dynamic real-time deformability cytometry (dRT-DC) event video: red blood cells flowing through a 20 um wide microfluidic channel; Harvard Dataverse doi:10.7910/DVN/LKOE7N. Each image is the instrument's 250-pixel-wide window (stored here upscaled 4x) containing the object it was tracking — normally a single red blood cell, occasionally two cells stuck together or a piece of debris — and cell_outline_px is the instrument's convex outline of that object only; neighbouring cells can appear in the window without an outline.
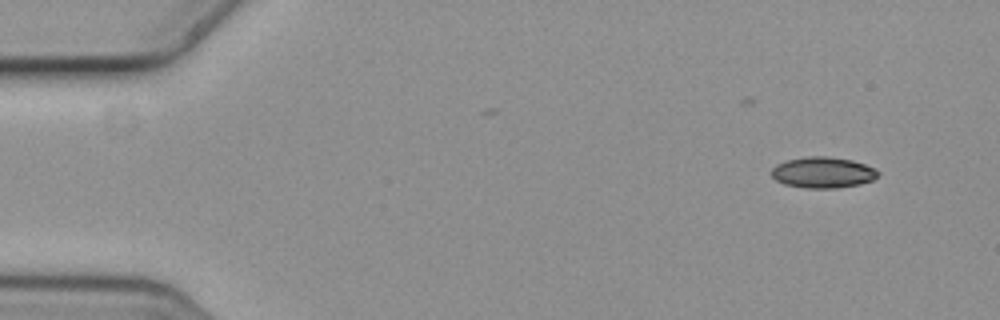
{"species": "common noctule bat (a hibernating species)", "species_latin": "Nyctalus noctula", "temperature_condition": "cold", "stored_images_in_passage": 8, "camera_frame_rate_fps": 3000, "um_per_image_px": 0.085, "animal": {"sex": "female", "body_mass_g": 19.3, "forearm_length_mm": 54.1}, "frame": {"image": 1, "passage_image": 3, "time_ms": 0.667, "image_size_px": [1000, 320], "cell_outline_px": [[880, 172], [872, 180], [860, 184], [836, 188], [808, 188], [784, 184], [776, 180], [772, 176], [772, 168], [776, 164], [784, 160], [804, 156], [828, 156], [852, 160], [876, 168]], "centroid_in_image_um": [69.93, 14.64], "position_along_channel_um": 15.1, "area_um2": 19.36}}
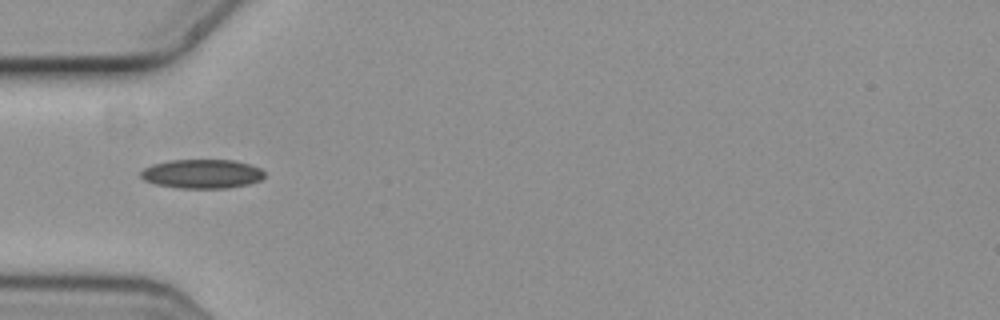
{"frame": {"image": 2, "passage_image": 7, "time_ms": 2.0, "image_size_px": [1000, 320], "cell_outline_px": [[264, 176], [260, 180], [248, 184], [228, 188], [176, 188], [156, 184], [144, 180], [140, 176], [140, 172], [144, 168], [152, 164], [168, 160], [232, 160], [248, 164], [260, 168], [264, 172]], "centroid_in_image_um": [17.14, 14.78], "position_along_channel_um": 67.9, "area_um2": 20.98}}
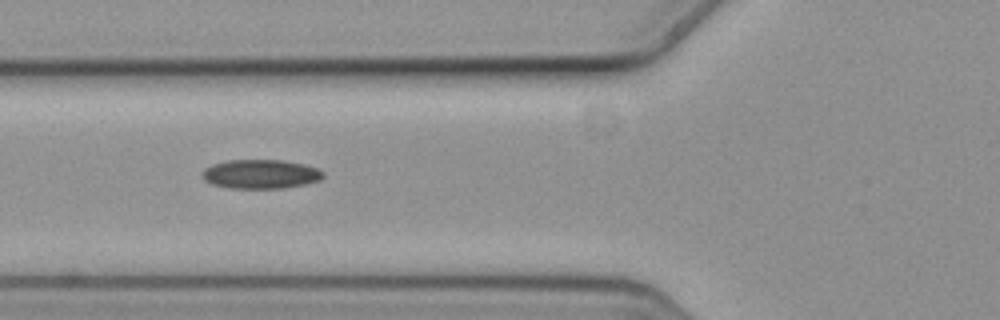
{"frame": {"image": 3, "passage_image": 8, "time_ms": 2.333, "image_size_px": [1000, 320], "cell_outline_px": [[324, 176], [320, 180], [308, 184], [284, 188], [228, 188], [212, 184], [204, 180], [200, 176], [200, 172], [204, 168], [212, 164], [228, 160], [284, 160], [304, 164], [320, 168], [324, 172]], "centroid_in_image_um": [22.16, 14.79], "position_along_channel_um": 103.6, "area_um2": 20.92}}